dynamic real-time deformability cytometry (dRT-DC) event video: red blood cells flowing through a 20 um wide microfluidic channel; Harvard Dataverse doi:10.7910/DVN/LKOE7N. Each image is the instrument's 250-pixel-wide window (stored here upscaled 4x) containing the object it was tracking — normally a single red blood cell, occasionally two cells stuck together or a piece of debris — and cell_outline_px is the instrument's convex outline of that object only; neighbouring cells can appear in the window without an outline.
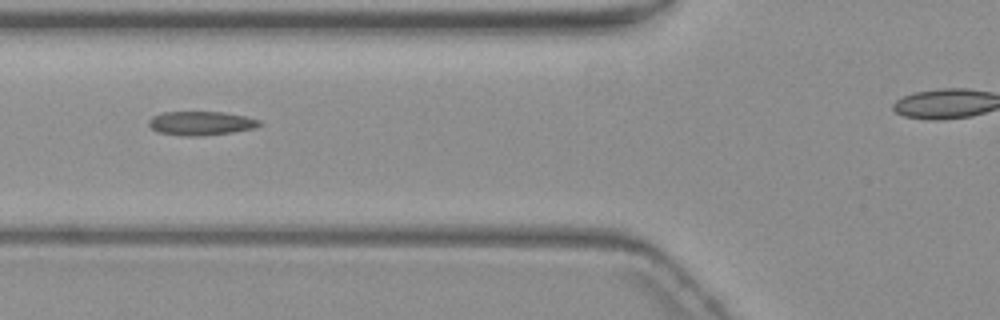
{"species": "common noctule bat (a hibernating species)", "species_latin": "Nyctalus noctula", "temperature_condition": "warm", "stored_images_in_passage": 6, "camera_frame_rate_fps": 3000, "um_per_image_px": 0.085, "animal": {"sex": "female", "body_mass_g": 19.3, "forearm_length_mm": 54.1}, "frame": {"image": 1, "passage_image": 2, "time_ms": 1.333, "image_size_px": [1000, 320], "cell_outline_px": [[264, 124], [256, 128], [232, 132], [204, 136], [180, 136], [160, 132], [152, 128], [148, 124], [148, 120], [152, 116], [164, 112], [224, 112], [244, 116], [260, 120]], "centroid_in_image_um": [17.11, 10.48], "position_along_channel_um": 108.7, "area_um2": 15.55}}
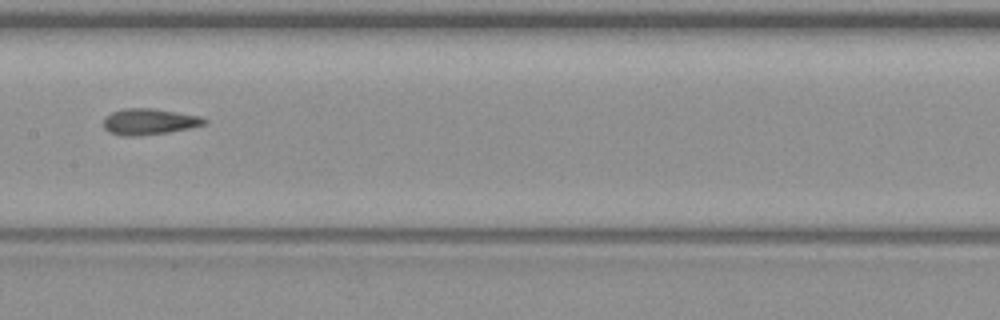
{"frame": {"image": 2, "passage_image": 4, "time_ms": 3.667, "image_size_px": [1000, 320], "cell_outline_px": [[208, 120], [204, 124], [188, 128], [168, 132], [136, 136], [128, 136], [108, 132], [104, 128], [104, 116], [112, 112], [124, 108], [152, 108], [200, 116]], "centroid_in_image_um": [12.64, 10.33], "position_along_channel_um": 194.8, "area_um2": 15.2}}
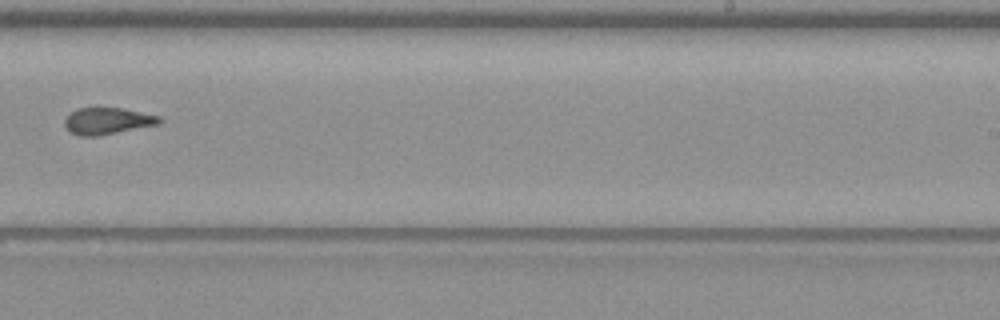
{"frame": {"image": 3, "passage_image": 6, "time_ms": 6.0, "image_size_px": [1000, 320], "cell_outline_px": [[164, 120], [160, 124], [100, 136], [80, 136], [68, 132], [64, 124], [64, 120], [76, 108], [124, 108], [160, 116]], "centroid_in_image_um": [9.16, 10.29], "position_along_channel_um": 279.8, "area_um2": 14.97}}